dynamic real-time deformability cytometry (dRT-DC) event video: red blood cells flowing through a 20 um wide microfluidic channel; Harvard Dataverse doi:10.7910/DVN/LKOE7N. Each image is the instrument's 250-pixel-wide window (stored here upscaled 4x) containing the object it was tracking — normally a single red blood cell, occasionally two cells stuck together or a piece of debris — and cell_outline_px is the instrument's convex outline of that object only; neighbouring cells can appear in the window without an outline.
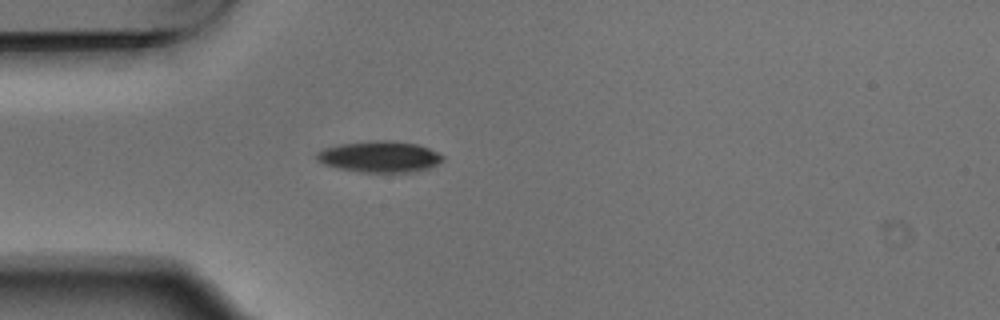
{"species": "Egyptian fruit bat (a non-hibernating species)", "species_latin": "Rousettus aegyptiacus", "temperature_condition": "warm", "stored_images_in_passage": 1, "camera_frame_rate_fps": 3000, "um_per_image_px": 0.085, "animal": {"sex": "male"}, "frame": {"image": 1, "passage_image": 1, "time_ms": 0.0, "image_size_px": [1000, 320], "cell_outline_px": [[444, 160], [428, 168], [416, 172], [364, 172], [340, 168], [324, 164], [316, 160], [316, 152], [324, 148], [340, 144], [372, 140], [388, 140], [416, 144], [428, 148], [444, 156]], "centroid_in_image_um": [32.26, 13.31], "position_along_channel_um": 52.7, "area_um2": 22.83}}